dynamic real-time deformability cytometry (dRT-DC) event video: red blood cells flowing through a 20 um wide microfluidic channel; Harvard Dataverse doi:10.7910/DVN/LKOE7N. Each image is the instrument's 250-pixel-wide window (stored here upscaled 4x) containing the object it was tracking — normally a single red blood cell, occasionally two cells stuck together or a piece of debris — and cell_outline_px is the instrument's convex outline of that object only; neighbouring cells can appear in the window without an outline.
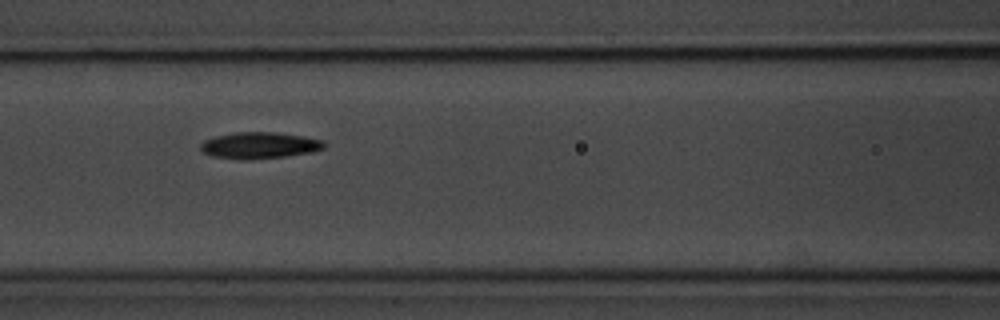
{"species": "common noctule bat (a hibernating species)", "species_latin": "Nyctalus noctula", "temperature_condition": "room temperature", "stored_images_in_passage": 11, "camera_frame_rate_fps": 3000, "um_per_image_px": 0.085, "animal": {"sex": "male", "body_mass_g": 20.1, "forearm_length_mm": 53.5}, "frame": {"image": 1, "passage_image": 4, "time_ms": 3.333, "image_size_px": [1000, 320], "cell_outline_px": [[328, 144], [324, 148], [312, 152], [284, 156], [248, 160], [240, 160], [212, 156], [204, 152], [200, 148], [200, 144], [204, 140], [216, 136], [236, 132], [272, 132], [304, 136], [324, 140]], "centroid_in_image_um": [22.07, 12.36], "position_along_channel_um": 144.5, "area_um2": 19.13}}
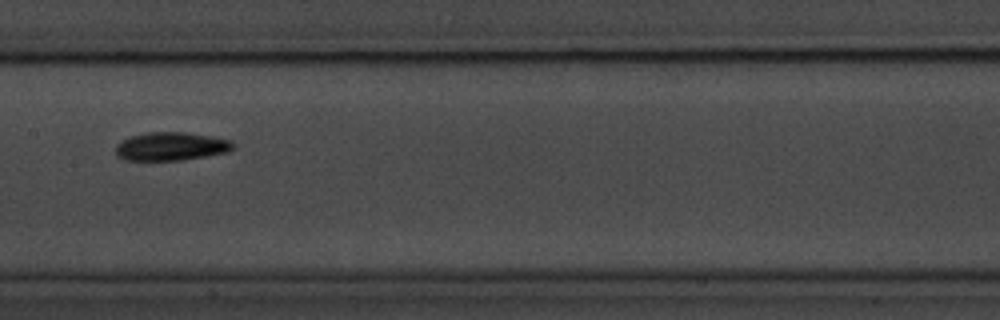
{"frame": {"image": 2, "passage_image": 5, "time_ms": 4.667, "image_size_px": [1000, 320], "cell_outline_px": [[236, 148], [228, 152], [180, 160], [124, 160], [116, 156], [116, 144], [120, 140], [132, 136], [148, 132], [184, 132], [212, 136], [232, 140], [236, 144]], "centroid_in_image_um": [14.56, 12.44], "position_along_channel_um": 192.8, "area_um2": 19.59}}
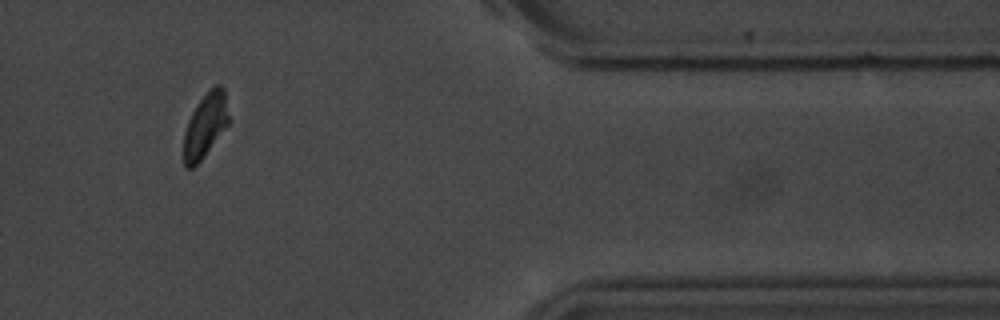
{"frame": {"image": 3, "passage_image": 10, "time_ms": 11.0, "image_size_px": [1000, 320], "cell_outline_px": [[228, 124], [200, 160], [192, 168], [184, 168], [184, 132], [188, 120], [196, 104], [216, 84], [220, 84], [224, 88], [228, 116]], "centroid_in_image_um": [17.43, 10.65], "position_along_channel_um": 394.0, "area_um2": 16.36}, "authors_computed_cell_mechanics": {"area_um2": 17.6868, "velocity_mm_per_s": 3.6259, "shape_relaxation_time_tau1_ms": 1.9984, "shape_relaxation_time_tau2_ms": 2.3431, "deformation_change_tau1": 0.0847, "deformation_change_tau2": 0.0634}}